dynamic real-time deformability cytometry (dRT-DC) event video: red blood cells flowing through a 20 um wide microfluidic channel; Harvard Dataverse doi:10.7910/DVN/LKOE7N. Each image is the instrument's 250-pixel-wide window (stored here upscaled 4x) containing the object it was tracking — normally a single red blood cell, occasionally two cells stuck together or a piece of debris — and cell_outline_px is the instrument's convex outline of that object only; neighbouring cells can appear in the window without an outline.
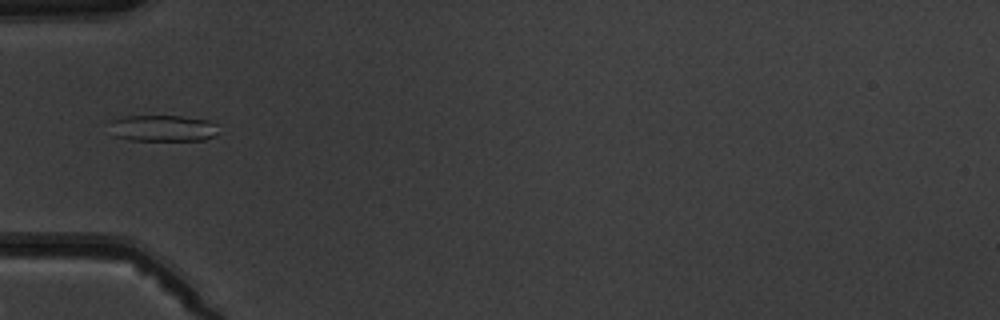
{"species": "common noctule bat (a hibernating species)", "species_latin": "Nyctalus noctula", "temperature_condition": "warm", "stored_images_in_passage": 2, "camera_frame_rate_fps": 3000, "um_per_image_px": 0.085, "animal": {"sex": "male", "body_mass_g": 19.5, "forearm_length_mm": 54.6}, "frame": {"image": 1, "passage_image": 1, "time_ms": 0.0, "image_size_px": [1000, 320], "cell_outline_px": [[216, 136], [204, 140], [132, 140], [116, 136], [108, 120], [124, 116], [180, 116], [208, 120], [216, 124]], "centroid_in_image_um": [13.85, 10.89], "position_along_channel_um": 71.2, "area_um2": 16.65}}
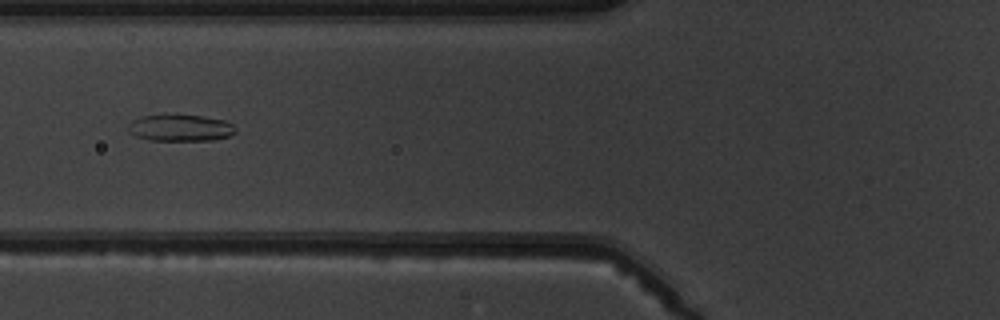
{"frame": {"image": 2, "passage_image": 2, "time_ms": 1.0, "image_size_px": [1000, 320], "cell_outline_px": [[236, 132], [228, 136], [212, 140], [148, 140], [136, 136], [128, 132], [128, 124], [132, 120], [140, 116], [200, 116], [224, 120], [232, 124]], "centroid_in_image_um": [15.29, 10.89], "position_along_channel_um": 110.5, "area_um2": 16.3}}